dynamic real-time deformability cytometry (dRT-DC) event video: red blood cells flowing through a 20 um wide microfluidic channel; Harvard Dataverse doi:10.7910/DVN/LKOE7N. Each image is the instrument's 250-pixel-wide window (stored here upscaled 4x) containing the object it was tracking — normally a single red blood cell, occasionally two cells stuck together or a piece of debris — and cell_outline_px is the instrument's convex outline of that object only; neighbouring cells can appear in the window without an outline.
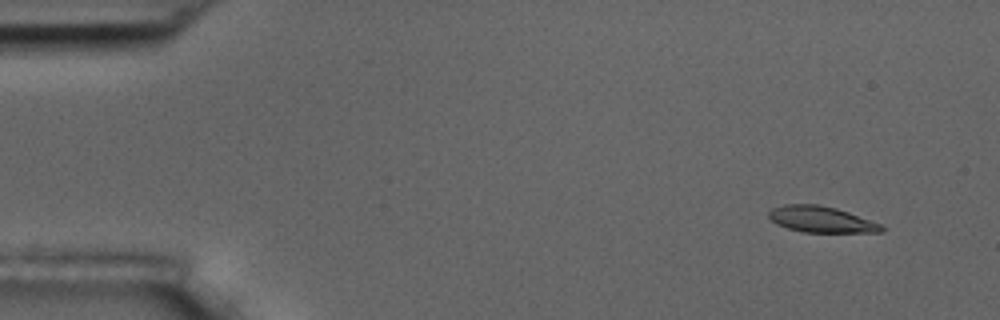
{"species": "common noctule bat (a hibernating species)", "species_latin": "Nyctalus noctula", "temperature_condition": "room temperature", "stored_images_in_passage": 6, "camera_frame_rate_fps": 3000, "um_per_image_px": 0.085, "animal": {"sex": "male", "body_mass_g": 17.5, "forearm_length_mm": 52.3}, "frame": {"image": 1, "passage_image": 1, "time_ms": 0.0, "image_size_px": [1000, 320], "cell_outline_px": [[884, 232], [804, 232], [788, 228], [776, 224], [768, 216], [768, 212], [772, 208], [784, 204], [816, 204], [836, 208], [848, 212], [880, 224], [884, 228]], "centroid_in_image_um": [69.77, 18.64], "position_along_channel_um": 15.2, "area_um2": 16.99}}
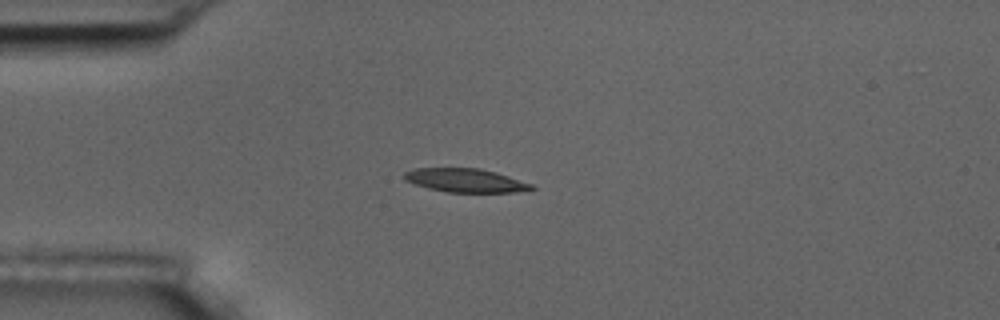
{"frame": {"image": 2, "passage_image": 4, "time_ms": 3.333, "image_size_px": [1000, 320], "cell_outline_px": [[536, 188], [516, 192], [448, 192], [428, 188], [404, 180], [404, 172], [412, 168], [480, 168], [496, 172], [532, 184]], "centroid_in_image_um": [39.54, 15.32], "position_along_channel_um": 45.5, "area_um2": 17.46}}
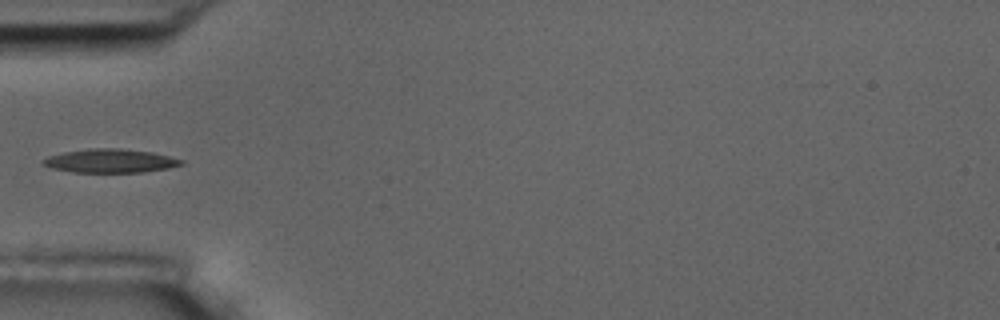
{"frame": {"image": 3, "passage_image": 5, "time_ms": 4.667, "image_size_px": [1000, 320], "cell_outline_px": [[184, 164], [168, 168], [144, 172], [72, 172], [52, 168], [44, 164], [44, 160], [48, 156], [64, 152], [92, 148], [120, 148], [152, 152], [184, 160]], "centroid_in_image_um": [9.42, 13.67], "position_along_channel_um": 75.6, "area_um2": 18.9}}